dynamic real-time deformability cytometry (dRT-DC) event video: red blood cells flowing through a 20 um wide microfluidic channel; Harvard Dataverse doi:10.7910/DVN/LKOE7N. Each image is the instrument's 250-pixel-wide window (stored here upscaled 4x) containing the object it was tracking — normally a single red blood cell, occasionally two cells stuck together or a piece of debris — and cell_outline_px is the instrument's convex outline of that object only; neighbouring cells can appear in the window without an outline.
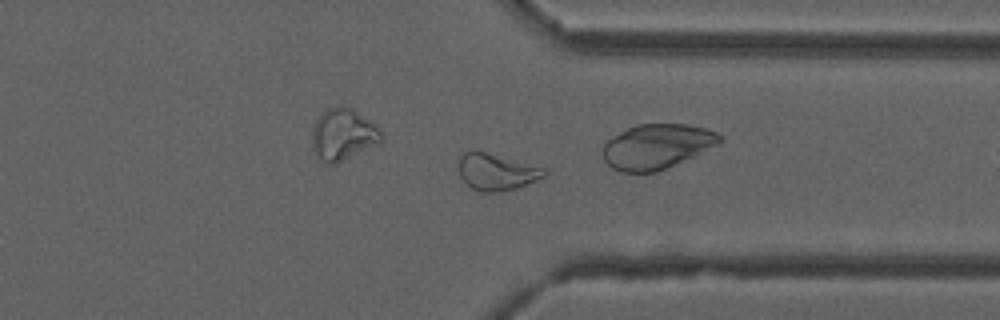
{"species": "common noctule bat (a hibernating species)", "species_latin": "Nyctalus noctula", "temperature_condition": "cold", "stored_images_in_passage": 30, "camera_frame_rate_fps": 3000, "um_per_image_px": 0.085, "animal": {"sex": "male", "forearm_length_mm": 52.5}, "frame": {"image": 1, "passage_image": 26, "time_ms": 8.333, "image_size_px": [1000, 320], "cell_outline_px": [[548, 172], [544, 176], [536, 180], [516, 188], [496, 192], [480, 192], [472, 188], [460, 176], [460, 156], [464, 152], [484, 152], [544, 168]], "centroid_in_image_um": [42.21, 14.64], "position_along_channel_um": 369.2, "area_um2": 17.63}}